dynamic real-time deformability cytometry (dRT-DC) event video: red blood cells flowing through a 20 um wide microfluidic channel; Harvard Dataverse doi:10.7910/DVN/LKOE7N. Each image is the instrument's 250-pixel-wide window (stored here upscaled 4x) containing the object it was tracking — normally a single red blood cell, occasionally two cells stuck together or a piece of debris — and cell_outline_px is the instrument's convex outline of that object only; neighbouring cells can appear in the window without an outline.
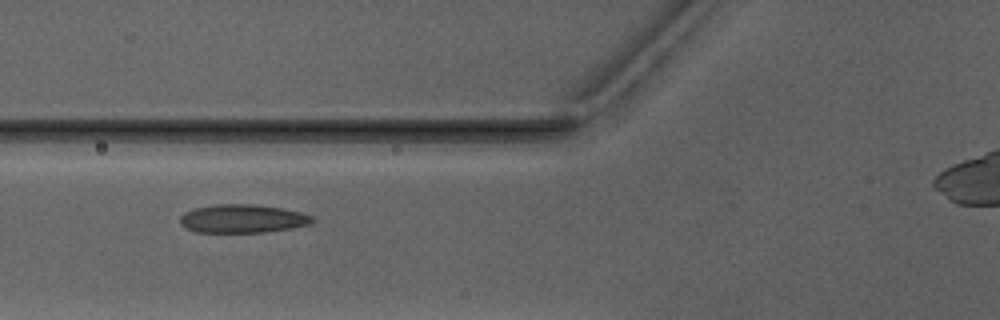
{"species": "Egyptian fruit bat (a non-hibernating species)", "species_latin": "Rousettus aegyptiacus", "temperature_condition": "warm", "stored_images_in_passage": 7, "camera_frame_rate_fps": 3000, "um_per_image_px": 0.085, "animal": {"sex": "male"}, "frame": {"image": 1, "passage_image": 7, "time_ms": 7.0, "image_size_px": [1000, 320], "cell_outline_px": [[316, 220], [312, 224], [292, 228], [264, 232], [196, 232], [180, 224], [180, 216], [184, 212], [196, 208], [216, 204], [252, 204], [280, 208], [300, 212], [312, 216]], "centroid_in_image_um": [20.64, 18.59], "position_along_channel_um": 105.2, "area_um2": 21.85}}